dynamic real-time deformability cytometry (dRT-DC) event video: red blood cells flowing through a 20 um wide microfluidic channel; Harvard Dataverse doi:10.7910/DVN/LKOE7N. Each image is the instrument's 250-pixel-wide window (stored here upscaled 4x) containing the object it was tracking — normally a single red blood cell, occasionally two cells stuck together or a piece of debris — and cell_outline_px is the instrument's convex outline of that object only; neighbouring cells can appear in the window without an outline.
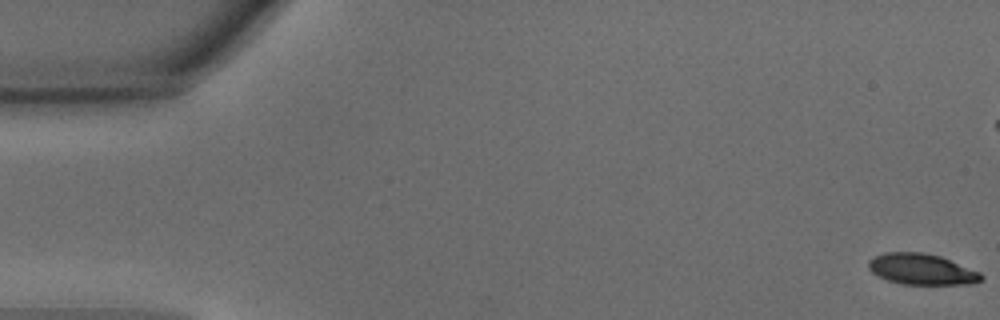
{"species": "common noctule bat (a hibernating species)", "species_latin": "Nyctalus noctula", "temperature_condition": "warm", "stored_images_in_passage": 7, "camera_frame_rate_fps": 3000, "um_per_image_px": 0.085, "animal": {"sex": "male", "body_mass_g": 15.6}, "frame": {"image": 1, "passage_image": 1, "time_ms": 0.0, "image_size_px": [1000, 320], "cell_outline_px": [[984, 280], [972, 284], [900, 284], [888, 280], [872, 272], [868, 268], [868, 260], [884, 252], [924, 252], [940, 256], [980, 272], [984, 276]], "centroid_in_image_um": [78.36, 22.88], "position_along_channel_um": 6.6, "area_um2": 20.35}}